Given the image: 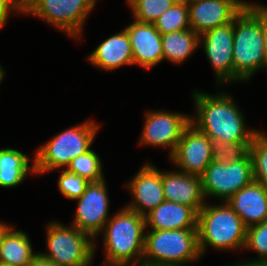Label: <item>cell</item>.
<instances>
[{"instance_id": "16", "label": "cell", "mask_w": 267, "mask_h": 266, "mask_svg": "<svg viewBox=\"0 0 267 266\" xmlns=\"http://www.w3.org/2000/svg\"><path fill=\"white\" fill-rule=\"evenodd\" d=\"M126 32L133 51L134 64L149 69L163 60L161 33L153 23L136 21L129 25Z\"/></svg>"}, {"instance_id": "36", "label": "cell", "mask_w": 267, "mask_h": 266, "mask_svg": "<svg viewBox=\"0 0 267 266\" xmlns=\"http://www.w3.org/2000/svg\"><path fill=\"white\" fill-rule=\"evenodd\" d=\"M4 74H5V72H4L3 68L0 66V82L2 81V79L4 77Z\"/></svg>"}, {"instance_id": "10", "label": "cell", "mask_w": 267, "mask_h": 266, "mask_svg": "<svg viewBox=\"0 0 267 266\" xmlns=\"http://www.w3.org/2000/svg\"><path fill=\"white\" fill-rule=\"evenodd\" d=\"M105 179L90 182L79 200L73 226L93 239L102 233L108 219L109 198Z\"/></svg>"}, {"instance_id": "2", "label": "cell", "mask_w": 267, "mask_h": 266, "mask_svg": "<svg viewBox=\"0 0 267 266\" xmlns=\"http://www.w3.org/2000/svg\"><path fill=\"white\" fill-rule=\"evenodd\" d=\"M233 36V81H245L267 67L262 5L248 3L244 7L234 18Z\"/></svg>"}, {"instance_id": "13", "label": "cell", "mask_w": 267, "mask_h": 266, "mask_svg": "<svg viewBox=\"0 0 267 266\" xmlns=\"http://www.w3.org/2000/svg\"><path fill=\"white\" fill-rule=\"evenodd\" d=\"M233 32L234 20L199 35L220 83L233 81Z\"/></svg>"}, {"instance_id": "5", "label": "cell", "mask_w": 267, "mask_h": 266, "mask_svg": "<svg viewBox=\"0 0 267 266\" xmlns=\"http://www.w3.org/2000/svg\"><path fill=\"white\" fill-rule=\"evenodd\" d=\"M97 129L96 123L87 121L57 134L36 151L31 172L66 169L71 160L90 150Z\"/></svg>"}, {"instance_id": "39", "label": "cell", "mask_w": 267, "mask_h": 266, "mask_svg": "<svg viewBox=\"0 0 267 266\" xmlns=\"http://www.w3.org/2000/svg\"><path fill=\"white\" fill-rule=\"evenodd\" d=\"M0 266H13V265H10V264H8V263H4V262H1V261H0Z\"/></svg>"}, {"instance_id": "21", "label": "cell", "mask_w": 267, "mask_h": 266, "mask_svg": "<svg viewBox=\"0 0 267 266\" xmlns=\"http://www.w3.org/2000/svg\"><path fill=\"white\" fill-rule=\"evenodd\" d=\"M37 253H33L28 235L10 228L2 238L0 261L13 266H26Z\"/></svg>"}, {"instance_id": "33", "label": "cell", "mask_w": 267, "mask_h": 266, "mask_svg": "<svg viewBox=\"0 0 267 266\" xmlns=\"http://www.w3.org/2000/svg\"><path fill=\"white\" fill-rule=\"evenodd\" d=\"M263 34H264V47L267 57V8L263 6Z\"/></svg>"}, {"instance_id": "24", "label": "cell", "mask_w": 267, "mask_h": 266, "mask_svg": "<svg viewBox=\"0 0 267 266\" xmlns=\"http://www.w3.org/2000/svg\"><path fill=\"white\" fill-rule=\"evenodd\" d=\"M161 34L190 29L188 4L178 0L154 22Z\"/></svg>"}, {"instance_id": "4", "label": "cell", "mask_w": 267, "mask_h": 266, "mask_svg": "<svg viewBox=\"0 0 267 266\" xmlns=\"http://www.w3.org/2000/svg\"><path fill=\"white\" fill-rule=\"evenodd\" d=\"M197 230L201 255L207 245L220 250L245 247L247 227L227 202L215 207L205 203L198 212Z\"/></svg>"}, {"instance_id": "19", "label": "cell", "mask_w": 267, "mask_h": 266, "mask_svg": "<svg viewBox=\"0 0 267 266\" xmlns=\"http://www.w3.org/2000/svg\"><path fill=\"white\" fill-rule=\"evenodd\" d=\"M198 213L187 205L164 201L145 215L152 230L197 229Z\"/></svg>"}, {"instance_id": "3", "label": "cell", "mask_w": 267, "mask_h": 266, "mask_svg": "<svg viewBox=\"0 0 267 266\" xmlns=\"http://www.w3.org/2000/svg\"><path fill=\"white\" fill-rule=\"evenodd\" d=\"M145 229V216L126 207L112 216L102 230L107 256L105 263L108 266H126L133 261L132 266L141 265Z\"/></svg>"}, {"instance_id": "6", "label": "cell", "mask_w": 267, "mask_h": 266, "mask_svg": "<svg viewBox=\"0 0 267 266\" xmlns=\"http://www.w3.org/2000/svg\"><path fill=\"white\" fill-rule=\"evenodd\" d=\"M201 256L198 230H151L145 234L143 265H186Z\"/></svg>"}, {"instance_id": "29", "label": "cell", "mask_w": 267, "mask_h": 266, "mask_svg": "<svg viewBox=\"0 0 267 266\" xmlns=\"http://www.w3.org/2000/svg\"><path fill=\"white\" fill-rule=\"evenodd\" d=\"M259 254L255 261L267 263V219L247 228L245 247Z\"/></svg>"}, {"instance_id": "28", "label": "cell", "mask_w": 267, "mask_h": 266, "mask_svg": "<svg viewBox=\"0 0 267 266\" xmlns=\"http://www.w3.org/2000/svg\"><path fill=\"white\" fill-rule=\"evenodd\" d=\"M251 143H225L221 139L212 140V158L218 163L239 161L249 153Z\"/></svg>"}, {"instance_id": "25", "label": "cell", "mask_w": 267, "mask_h": 266, "mask_svg": "<svg viewBox=\"0 0 267 266\" xmlns=\"http://www.w3.org/2000/svg\"><path fill=\"white\" fill-rule=\"evenodd\" d=\"M66 170L82 176L88 182H98L104 179L102 162L92 149L71 160Z\"/></svg>"}, {"instance_id": "12", "label": "cell", "mask_w": 267, "mask_h": 266, "mask_svg": "<svg viewBox=\"0 0 267 266\" xmlns=\"http://www.w3.org/2000/svg\"><path fill=\"white\" fill-rule=\"evenodd\" d=\"M145 120L140 144L170 147V156L191 124L190 116L169 111L148 112Z\"/></svg>"}, {"instance_id": "7", "label": "cell", "mask_w": 267, "mask_h": 266, "mask_svg": "<svg viewBox=\"0 0 267 266\" xmlns=\"http://www.w3.org/2000/svg\"><path fill=\"white\" fill-rule=\"evenodd\" d=\"M47 228L49 251L40 253L44 258L57 266H85L91 263L96 247L90 235L75 226L66 227L57 222L49 223Z\"/></svg>"}, {"instance_id": "15", "label": "cell", "mask_w": 267, "mask_h": 266, "mask_svg": "<svg viewBox=\"0 0 267 266\" xmlns=\"http://www.w3.org/2000/svg\"><path fill=\"white\" fill-rule=\"evenodd\" d=\"M128 186L135 199L126 208L138 214L145 216L165 201L161 171L152 164L147 163L141 167Z\"/></svg>"}, {"instance_id": "38", "label": "cell", "mask_w": 267, "mask_h": 266, "mask_svg": "<svg viewBox=\"0 0 267 266\" xmlns=\"http://www.w3.org/2000/svg\"><path fill=\"white\" fill-rule=\"evenodd\" d=\"M147 266H183V265H164V264H153V265H147Z\"/></svg>"}, {"instance_id": "17", "label": "cell", "mask_w": 267, "mask_h": 266, "mask_svg": "<svg viewBox=\"0 0 267 266\" xmlns=\"http://www.w3.org/2000/svg\"><path fill=\"white\" fill-rule=\"evenodd\" d=\"M166 201L192 207L197 213L205 205L201 177L184 172H161Z\"/></svg>"}, {"instance_id": "23", "label": "cell", "mask_w": 267, "mask_h": 266, "mask_svg": "<svg viewBox=\"0 0 267 266\" xmlns=\"http://www.w3.org/2000/svg\"><path fill=\"white\" fill-rule=\"evenodd\" d=\"M31 159L16 149H0V186L9 188L22 183L30 171Z\"/></svg>"}, {"instance_id": "35", "label": "cell", "mask_w": 267, "mask_h": 266, "mask_svg": "<svg viewBox=\"0 0 267 266\" xmlns=\"http://www.w3.org/2000/svg\"><path fill=\"white\" fill-rule=\"evenodd\" d=\"M11 227L9 225H6L5 223H1L0 221V246H1V241L5 233L10 229Z\"/></svg>"}, {"instance_id": "9", "label": "cell", "mask_w": 267, "mask_h": 266, "mask_svg": "<svg viewBox=\"0 0 267 266\" xmlns=\"http://www.w3.org/2000/svg\"><path fill=\"white\" fill-rule=\"evenodd\" d=\"M95 3L96 0H26L25 13L52 23L69 36L79 37Z\"/></svg>"}, {"instance_id": "32", "label": "cell", "mask_w": 267, "mask_h": 266, "mask_svg": "<svg viewBox=\"0 0 267 266\" xmlns=\"http://www.w3.org/2000/svg\"><path fill=\"white\" fill-rule=\"evenodd\" d=\"M26 266H57L55 263L44 258L40 253H37L36 256L26 265Z\"/></svg>"}, {"instance_id": "1", "label": "cell", "mask_w": 267, "mask_h": 266, "mask_svg": "<svg viewBox=\"0 0 267 266\" xmlns=\"http://www.w3.org/2000/svg\"><path fill=\"white\" fill-rule=\"evenodd\" d=\"M232 97L225 93L209 95L194 93L197 117L191 124L211 140L221 139L225 143L252 142L256 130H246L244 117Z\"/></svg>"}, {"instance_id": "37", "label": "cell", "mask_w": 267, "mask_h": 266, "mask_svg": "<svg viewBox=\"0 0 267 266\" xmlns=\"http://www.w3.org/2000/svg\"><path fill=\"white\" fill-rule=\"evenodd\" d=\"M180 1L185 2L186 4H190V3L201 1V0H180Z\"/></svg>"}, {"instance_id": "20", "label": "cell", "mask_w": 267, "mask_h": 266, "mask_svg": "<svg viewBox=\"0 0 267 266\" xmlns=\"http://www.w3.org/2000/svg\"><path fill=\"white\" fill-rule=\"evenodd\" d=\"M88 60L107 71L123 65H133V51L126 29L104 40L88 56Z\"/></svg>"}, {"instance_id": "11", "label": "cell", "mask_w": 267, "mask_h": 266, "mask_svg": "<svg viewBox=\"0 0 267 266\" xmlns=\"http://www.w3.org/2000/svg\"><path fill=\"white\" fill-rule=\"evenodd\" d=\"M170 158L180 171L201 177L213 161L212 140L190 124Z\"/></svg>"}, {"instance_id": "31", "label": "cell", "mask_w": 267, "mask_h": 266, "mask_svg": "<svg viewBox=\"0 0 267 266\" xmlns=\"http://www.w3.org/2000/svg\"><path fill=\"white\" fill-rule=\"evenodd\" d=\"M25 13L26 0H0V27L6 24L8 13L12 10Z\"/></svg>"}, {"instance_id": "8", "label": "cell", "mask_w": 267, "mask_h": 266, "mask_svg": "<svg viewBox=\"0 0 267 266\" xmlns=\"http://www.w3.org/2000/svg\"><path fill=\"white\" fill-rule=\"evenodd\" d=\"M253 181L250 153L235 162L218 163L213 160L201 176L204 196L218 197L224 202Z\"/></svg>"}, {"instance_id": "18", "label": "cell", "mask_w": 267, "mask_h": 266, "mask_svg": "<svg viewBox=\"0 0 267 266\" xmlns=\"http://www.w3.org/2000/svg\"><path fill=\"white\" fill-rule=\"evenodd\" d=\"M226 202L247 228L267 219V188L257 181L237 191Z\"/></svg>"}, {"instance_id": "34", "label": "cell", "mask_w": 267, "mask_h": 266, "mask_svg": "<svg viewBox=\"0 0 267 266\" xmlns=\"http://www.w3.org/2000/svg\"><path fill=\"white\" fill-rule=\"evenodd\" d=\"M231 266V265H230ZM232 266H267V263L265 262H259V261H249V262H245V264L243 263H239V264H235Z\"/></svg>"}, {"instance_id": "22", "label": "cell", "mask_w": 267, "mask_h": 266, "mask_svg": "<svg viewBox=\"0 0 267 266\" xmlns=\"http://www.w3.org/2000/svg\"><path fill=\"white\" fill-rule=\"evenodd\" d=\"M163 59L181 63L188 58L199 42V35L192 29L161 34Z\"/></svg>"}, {"instance_id": "30", "label": "cell", "mask_w": 267, "mask_h": 266, "mask_svg": "<svg viewBox=\"0 0 267 266\" xmlns=\"http://www.w3.org/2000/svg\"><path fill=\"white\" fill-rule=\"evenodd\" d=\"M90 182L82 176L68 172L66 169L61 173L58 180V187L61 193L69 198H79Z\"/></svg>"}, {"instance_id": "27", "label": "cell", "mask_w": 267, "mask_h": 266, "mask_svg": "<svg viewBox=\"0 0 267 266\" xmlns=\"http://www.w3.org/2000/svg\"><path fill=\"white\" fill-rule=\"evenodd\" d=\"M249 153L252 158L254 181L267 188V134L256 132Z\"/></svg>"}, {"instance_id": "14", "label": "cell", "mask_w": 267, "mask_h": 266, "mask_svg": "<svg viewBox=\"0 0 267 266\" xmlns=\"http://www.w3.org/2000/svg\"><path fill=\"white\" fill-rule=\"evenodd\" d=\"M248 3L242 0H201L188 4L190 29L198 35L228 24Z\"/></svg>"}, {"instance_id": "26", "label": "cell", "mask_w": 267, "mask_h": 266, "mask_svg": "<svg viewBox=\"0 0 267 266\" xmlns=\"http://www.w3.org/2000/svg\"><path fill=\"white\" fill-rule=\"evenodd\" d=\"M178 0H127L134 19L143 23H153Z\"/></svg>"}]
</instances>
